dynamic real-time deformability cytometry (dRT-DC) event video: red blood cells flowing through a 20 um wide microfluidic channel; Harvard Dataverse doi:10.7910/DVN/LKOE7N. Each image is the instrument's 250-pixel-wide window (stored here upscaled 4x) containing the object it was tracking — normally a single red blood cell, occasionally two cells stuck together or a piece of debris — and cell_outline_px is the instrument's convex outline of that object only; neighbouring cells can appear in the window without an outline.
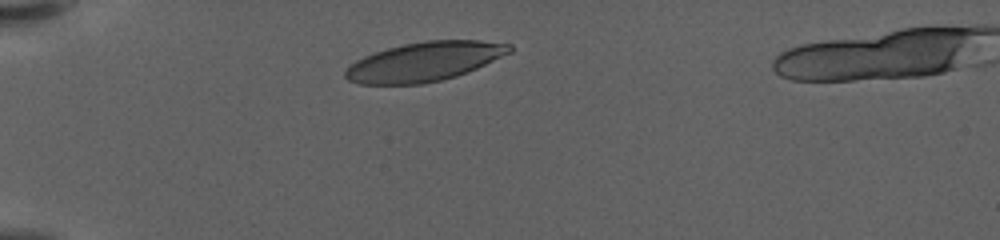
{"species": "human", "species_latin": "Homo sapiens", "temperature_condition": "warm", "stored_images_in_passage": 36, "camera_frame_rate_fps": 3000, "um_per_image_px": 0.085, "donor": {"sex": "female"}, "frame": {"image": 1, "passage_image": 2, "time_ms": 0.333, "image_size_px": [1000, 240], "cell_outline_px": [[512, 52], [468, 72], [456, 76], [424, 84], [360, 84], [348, 80], [344, 76], [344, 72], [356, 60], [372, 52], [404, 44], [428, 40], [480, 40], [512, 44]], "centroid_in_image_um": [36.09, 5.23], "position_along_channel_um": 48.9, "area_um2": 37.51}}
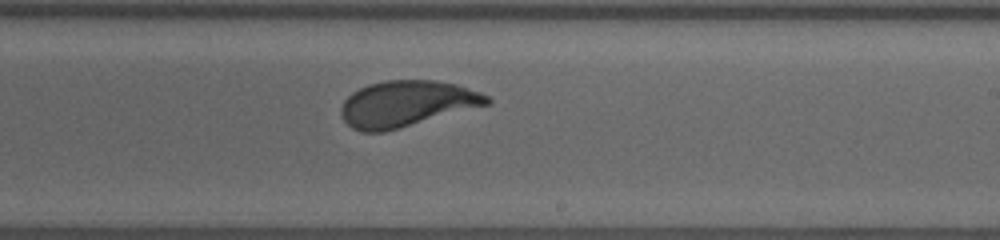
{"frame": {"image": 2, "passage_image": 22, "time_ms": 7.0, "image_size_px": [1000, 240], "cell_outline_px": [[492, 100], [488, 104], [400, 128], [384, 132], [360, 132], [352, 128], [344, 120], [340, 112], [340, 108], [344, 100], [352, 92], [368, 84], [384, 80], [436, 80], [456, 84], [480, 92], [488, 96]], "centroid_in_image_um": [34.52, 8.81], "position_along_channel_um": 254.5, "area_um2": 39.02}}
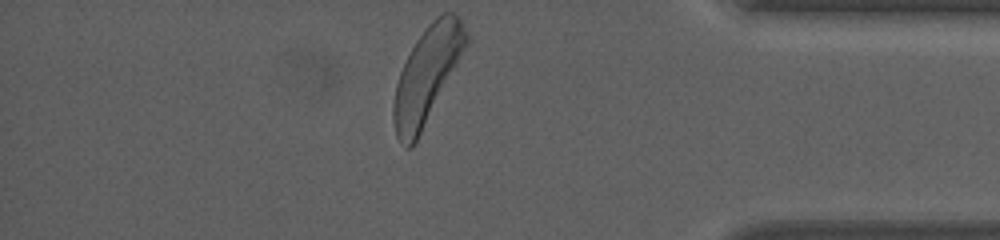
{"frame": {"image": 3, "passage_image": 36, "time_ms": 11.667, "image_size_px": [1000, 240], "cell_outline_px": [[468, 44], [412, 148], [404, 148], [400, 144], [396, 136], [392, 120], [392, 104], [396, 84], [400, 72], [416, 40], [428, 24], [436, 16], [444, 12], [452, 12], [460, 20], [468, 36]], "centroid_in_image_um": [36.26, 6.4], "position_along_channel_um": 398.9, "area_um2": 39.94}, "authors_computed_cell_mechanics": {"area_um2": 38.9572, "velocity_mm_per_s": 3.5735, "shape_relaxation_time_tau1_ms": 2.7723, "shape_relaxation_time_tau2_ms": null, "deformation_change_tau1": 0.1674, "deformation_change_tau2": null}}